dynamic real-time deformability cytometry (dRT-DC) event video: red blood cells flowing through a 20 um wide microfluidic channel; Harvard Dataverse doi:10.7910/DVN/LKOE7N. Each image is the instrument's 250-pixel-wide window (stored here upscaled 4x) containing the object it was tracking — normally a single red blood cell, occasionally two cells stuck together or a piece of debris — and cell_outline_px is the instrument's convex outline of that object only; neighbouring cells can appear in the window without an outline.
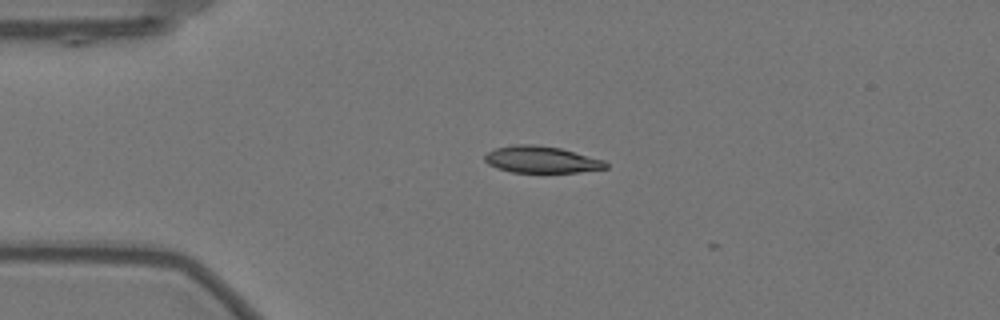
{"species": "Egyptian fruit bat (a non-hibernating species)", "species_latin": "Rousettus aegyptiacus", "temperature_condition": "warm", "stored_images_in_passage": 3, "camera_frame_rate_fps": 3000, "um_per_image_px": 0.085, "animal": {"sex": "female"}, "frame": {"image": 1, "passage_image": 1, "time_ms": 0.0, "image_size_px": [1000, 320], "cell_outline_px": [[608, 168], [580, 172], [512, 172], [496, 168], [488, 164], [484, 160], [484, 156], [488, 152], [496, 148], [516, 144], [536, 144], [560, 148], [604, 160], [608, 164]], "centroid_in_image_um": [46.01, 13.56], "position_along_channel_um": 39.0, "area_um2": 18.84}}